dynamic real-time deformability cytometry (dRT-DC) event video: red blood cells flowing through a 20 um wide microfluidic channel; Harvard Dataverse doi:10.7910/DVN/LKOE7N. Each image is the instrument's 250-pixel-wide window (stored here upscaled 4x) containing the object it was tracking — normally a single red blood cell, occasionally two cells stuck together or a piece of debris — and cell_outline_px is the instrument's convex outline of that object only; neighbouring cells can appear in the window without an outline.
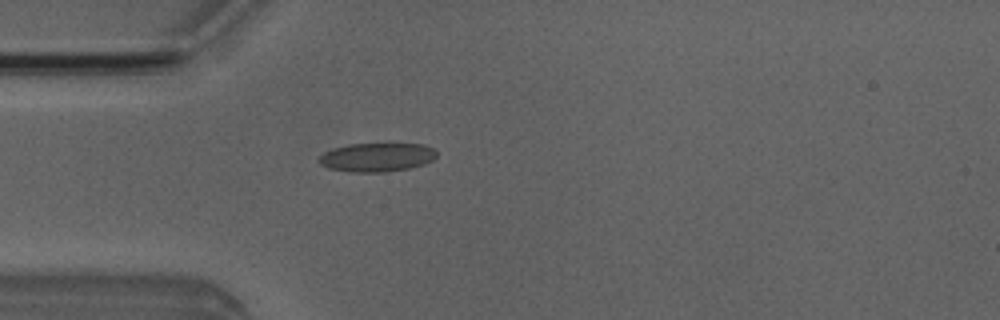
{"species": "Egyptian fruit bat (a non-hibernating species)", "species_latin": "Rousettus aegyptiacus", "temperature_condition": "room temperature", "stored_images_in_passage": 1, "camera_frame_rate_fps": 3000, "um_per_image_px": 0.085, "animal": {"sex": "male"}, "frame": {"image": 1, "passage_image": 1, "time_ms": 0.0, "image_size_px": [1000, 320], "cell_outline_px": [[436, 156], [432, 160], [424, 164], [408, 168], [384, 172], [352, 172], [328, 168], [320, 164], [316, 160], [324, 152], [332, 148], [348, 144], [388, 140], [424, 144], [432, 148], [436, 152]], "centroid_in_image_um": [32.04, 13.3], "position_along_channel_um": 53.0, "area_um2": 20.81}}